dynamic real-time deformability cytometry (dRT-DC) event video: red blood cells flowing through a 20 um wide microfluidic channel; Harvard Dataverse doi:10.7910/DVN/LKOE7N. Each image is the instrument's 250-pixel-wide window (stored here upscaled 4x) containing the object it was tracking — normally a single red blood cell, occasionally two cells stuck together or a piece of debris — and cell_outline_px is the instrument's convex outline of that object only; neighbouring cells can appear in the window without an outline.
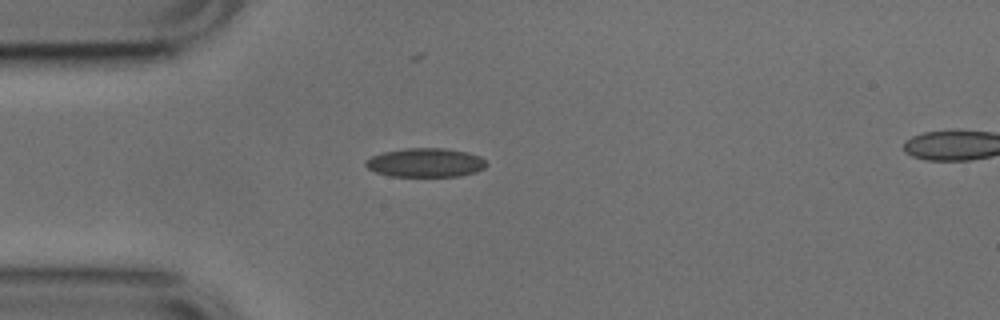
{"species": "common noctule bat (a hibernating species)", "species_latin": "Nyctalus noctula", "temperature_condition": "cold", "stored_images_in_passage": 2, "camera_frame_rate_fps": 3000, "um_per_image_px": 0.085, "animal": {"sex": "male", "body_mass_g": 17.9, "forearm_length_mm": 54.2}, "frame": {"image": 1, "passage_image": 1, "time_ms": 0.0, "image_size_px": [1000, 320], "cell_outline_px": [[488, 164], [484, 168], [476, 172], [456, 176], [388, 176], [376, 172], [368, 168], [364, 164], [364, 160], [380, 152], [404, 148], [444, 148], [464, 152], [480, 156]], "centroid_in_image_um": [36.12, 13.82], "position_along_channel_um": 48.9, "area_um2": 20.4}}